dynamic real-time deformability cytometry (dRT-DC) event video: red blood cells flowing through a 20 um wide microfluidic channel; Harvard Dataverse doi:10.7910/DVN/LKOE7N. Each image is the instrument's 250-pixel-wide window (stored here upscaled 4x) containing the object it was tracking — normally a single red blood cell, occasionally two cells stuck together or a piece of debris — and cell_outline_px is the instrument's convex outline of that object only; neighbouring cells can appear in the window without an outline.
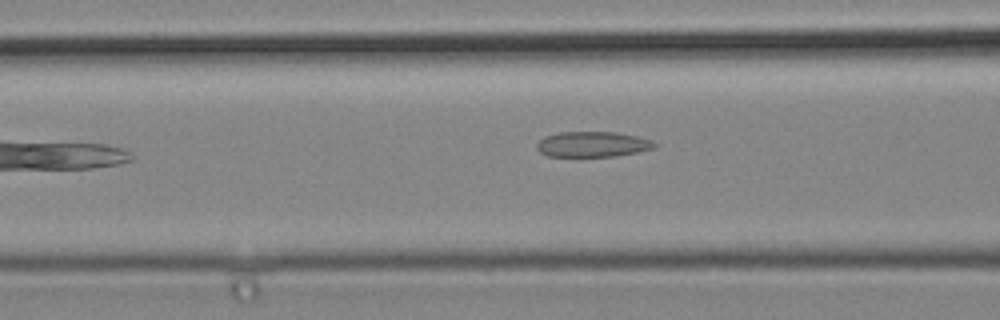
{"species": "common noctule bat (a hibernating species)", "species_latin": "Nyctalus noctula", "temperature_condition": "cold", "stored_images_in_passage": 4, "camera_frame_rate_fps": 3000, "um_per_image_px": 0.085, "animal": {"sex": "male", "body_mass_g": 19.2, "forearm_length_mm": 51.8}, "frame": {"image": 1, "passage_image": 4, "time_ms": 1.0, "image_size_px": [1000, 320], "cell_outline_px": [[656, 148], [616, 156], [576, 160], [548, 156], [540, 152], [536, 148], [536, 144], [544, 136], [560, 132], [616, 132], [636, 136], [652, 140], [656, 144]], "centroid_in_image_um": [50.31, 12.32], "position_along_channel_um": 116.3, "area_um2": 18.38}}